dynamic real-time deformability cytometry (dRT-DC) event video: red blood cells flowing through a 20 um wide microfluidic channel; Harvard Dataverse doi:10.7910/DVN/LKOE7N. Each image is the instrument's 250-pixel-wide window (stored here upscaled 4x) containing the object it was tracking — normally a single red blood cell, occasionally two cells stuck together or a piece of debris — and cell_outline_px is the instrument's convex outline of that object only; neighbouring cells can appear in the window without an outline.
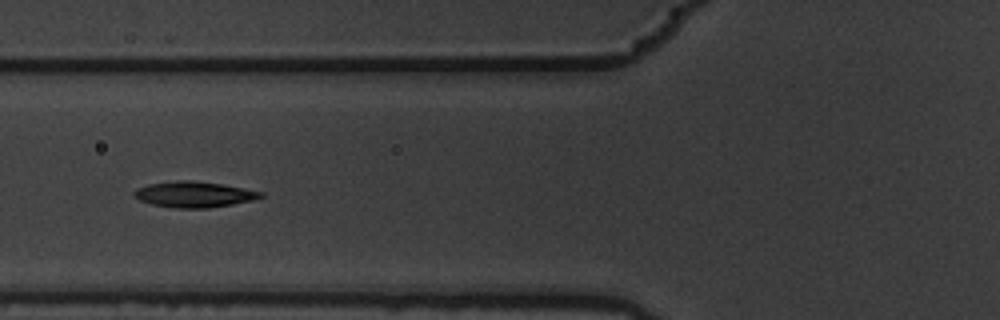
{"species": "common noctule bat (a hibernating species)", "species_latin": "Nyctalus noctula", "temperature_condition": "warm", "stored_images_in_passage": 11, "camera_frame_rate_fps": 3000, "um_per_image_px": 0.085, "animal": {"sex": "male", "body_mass_g": 19.5, "forearm_length_mm": 54.6}, "frame": {"image": 1, "passage_image": 7, "time_ms": 2.0, "image_size_px": [1000, 320], "cell_outline_px": [[264, 196], [252, 200], [232, 204], [208, 208], [172, 208], [152, 204], [140, 200], [132, 196], [132, 192], [136, 188], [148, 184], [176, 180], [192, 180], [220, 184], [244, 188], [264, 192]], "centroid_in_image_um": [16.45, 16.52], "position_along_channel_um": 109.3, "area_um2": 19.13}}
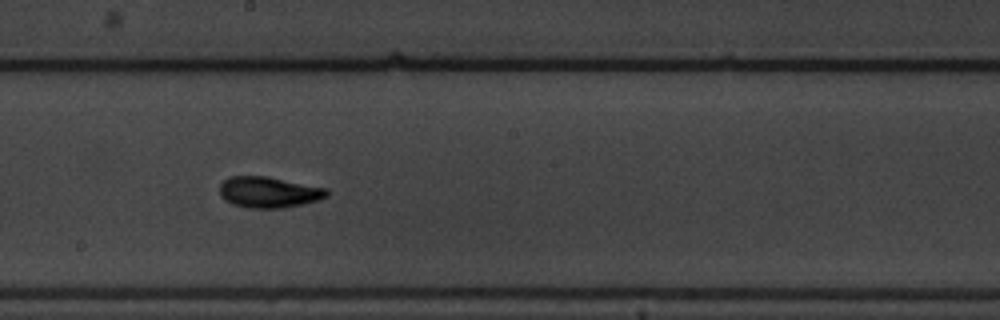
{"frame": {"image": 2, "passage_image": 10, "time_ms": 3.0, "image_size_px": [1000, 320], "cell_outline_px": [[328, 196], [316, 200], [300, 204], [280, 208], [248, 208], [232, 204], [224, 200], [220, 196], [220, 184], [228, 176], [268, 176], [328, 188]], "centroid_in_image_um": [22.81, 16.32], "position_along_channel_um": 225.4, "area_um2": 19.42}}
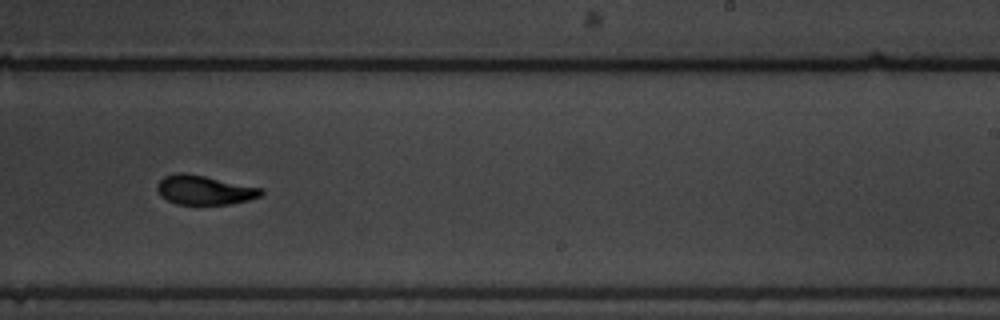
{"frame": {"image": 3, "passage_image": 11, "time_ms": 3.333, "image_size_px": [1000, 320], "cell_outline_px": [[264, 192], [260, 196], [248, 200], [228, 204], [176, 204], [160, 196], [156, 188], [156, 184], [164, 176], [176, 172], [184, 172], [264, 188]], "centroid_in_image_um": [17.35, 16.14], "position_along_channel_um": 271.6, "area_um2": 17.8}}